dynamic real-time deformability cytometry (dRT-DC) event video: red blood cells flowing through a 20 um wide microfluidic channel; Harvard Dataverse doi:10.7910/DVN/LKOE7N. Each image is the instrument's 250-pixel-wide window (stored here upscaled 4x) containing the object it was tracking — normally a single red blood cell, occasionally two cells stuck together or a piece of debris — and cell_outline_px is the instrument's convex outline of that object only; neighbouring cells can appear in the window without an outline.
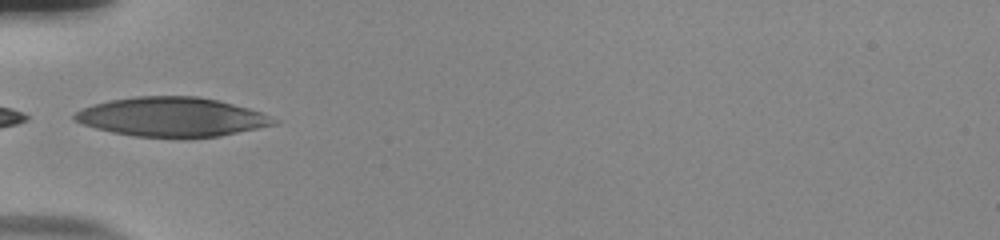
{"species": "human", "species_latin": "Homo sapiens", "temperature_condition": "room temperature", "stored_images_in_passage": 14, "camera_frame_rate_fps": 3000, "um_per_image_px": 0.085, "donor": {"sex": "male"}, "frame": {"image": 1, "passage_image": 1, "time_ms": 0.0, "image_size_px": [1000, 240], "cell_outline_px": [[280, 120], [276, 124], [220, 136], [188, 140], [176, 140], [132, 136], [112, 132], [96, 128], [72, 120], [72, 116], [76, 112], [84, 108], [96, 104], [112, 100], [136, 96], [196, 96], [216, 100], [248, 108], [260, 112]], "centroid_in_image_um": [14.62, 9.98], "position_along_channel_um": 70.4, "area_um2": 46.18}}
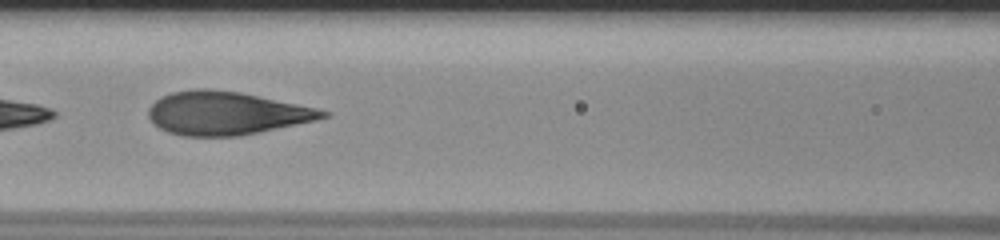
{"frame": {"image": 2, "passage_image": 7, "time_ms": 2.0, "image_size_px": [1000, 240], "cell_outline_px": [[332, 116], [316, 120], [260, 132], [240, 136], [184, 136], [168, 132], [152, 124], [148, 116], [148, 108], [160, 96], [172, 92], [196, 88], [208, 88], [240, 92], [316, 108], [332, 112]], "centroid_in_image_um": [19.22, 9.62], "position_along_channel_um": 147.4, "area_um2": 44.1}}